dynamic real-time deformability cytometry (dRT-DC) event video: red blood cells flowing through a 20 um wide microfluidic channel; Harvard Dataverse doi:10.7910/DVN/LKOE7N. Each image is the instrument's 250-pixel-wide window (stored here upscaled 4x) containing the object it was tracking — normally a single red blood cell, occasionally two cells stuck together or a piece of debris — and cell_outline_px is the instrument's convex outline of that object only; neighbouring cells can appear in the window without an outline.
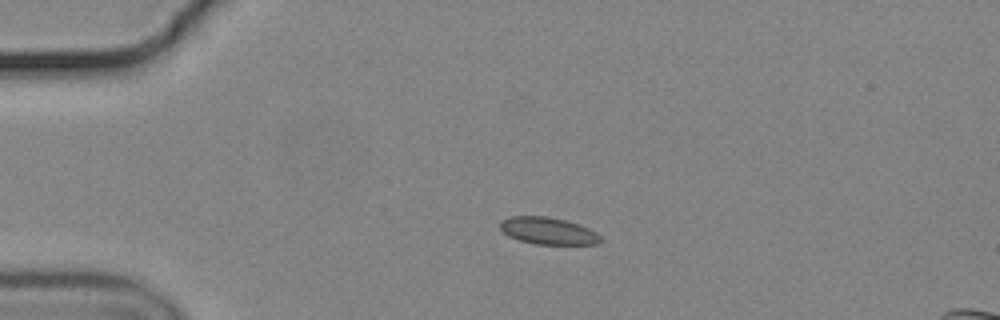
{"species": "common noctule bat (a hibernating species)", "species_latin": "Nyctalus noctula", "temperature_condition": "cold", "stored_images_in_passage": 22, "camera_frame_rate_fps": 3000, "um_per_image_px": 0.085, "animal": {"sex": "male", "body_mass_g": 19.2, "forearm_length_mm": 51.8}, "frame": {"image": 1, "passage_image": 13, "time_ms": 4.0, "image_size_px": [1000, 320], "cell_outline_px": [[600, 240], [596, 244], [536, 244], [520, 240], [508, 236], [500, 228], [500, 220], [512, 216], [544, 216], [564, 220], [580, 224], [596, 232], [600, 236]], "centroid_in_image_um": [46.56, 19.62], "position_along_channel_um": 38.4, "area_um2": 15.66}}
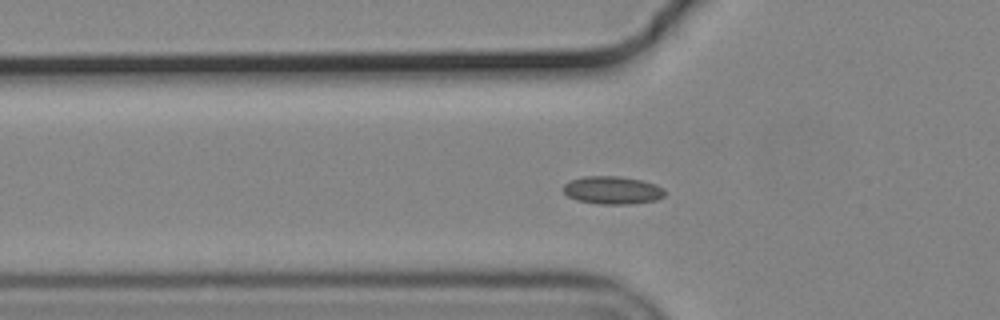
{"frame": {"image": 2, "passage_image": 19, "time_ms": 6.0, "image_size_px": [1000, 320], "cell_outline_px": [[664, 196], [656, 200], [628, 204], [600, 204], [576, 200], [568, 196], [560, 188], [564, 184], [572, 180], [584, 176], [620, 176], [640, 180], [656, 184], [664, 188]], "centroid_in_image_um": [52.04, 16.16], "position_along_channel_um": 73.8, "area_um2": 16.53}}